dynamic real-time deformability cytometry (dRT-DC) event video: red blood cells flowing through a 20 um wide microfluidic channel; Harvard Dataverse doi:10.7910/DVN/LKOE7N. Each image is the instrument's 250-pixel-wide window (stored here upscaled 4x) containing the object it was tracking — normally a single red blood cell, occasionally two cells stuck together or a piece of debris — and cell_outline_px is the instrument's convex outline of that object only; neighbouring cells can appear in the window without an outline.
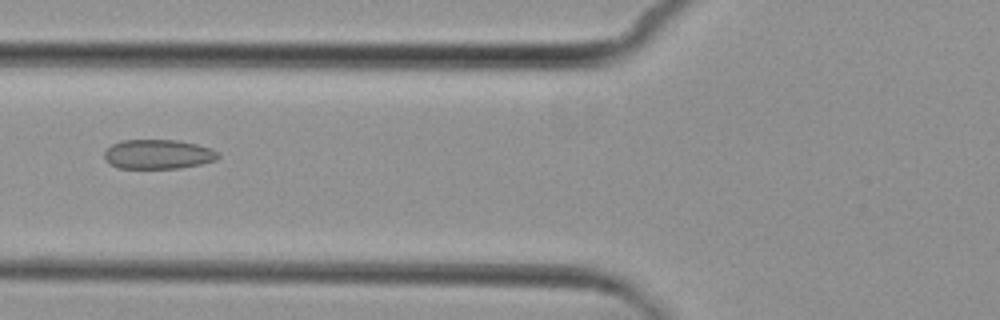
{"species": "common noctule bat (a hibernating species)", "species_latin": "Nyctalus noctula", "temperature_condition": "cold", "stored_images_in_passage": 7, "camera_frame_rate_fps": 3000, "um_per_image_px": 0.085, "animal": {"sex": "female", "body_mass_g": 29.2, "forearm_length_mm": 56.3}, "frame": {"image": 1, "passage_image": 7, "time_ms": 7.0, "image_size_px": [1000, 320], "cell_outline_px": [[220, 156], [216, 160], [200, 164], [180, 168], [116, 168], [104, 160], [104, 152], [112, 144], [120, 140], [176, 140], [196, 144], [220, 152]], "centroid_in_image_um": [13.41, 13.11], "position_along_channel_um": 112.4, "area_um2": 19.59}}